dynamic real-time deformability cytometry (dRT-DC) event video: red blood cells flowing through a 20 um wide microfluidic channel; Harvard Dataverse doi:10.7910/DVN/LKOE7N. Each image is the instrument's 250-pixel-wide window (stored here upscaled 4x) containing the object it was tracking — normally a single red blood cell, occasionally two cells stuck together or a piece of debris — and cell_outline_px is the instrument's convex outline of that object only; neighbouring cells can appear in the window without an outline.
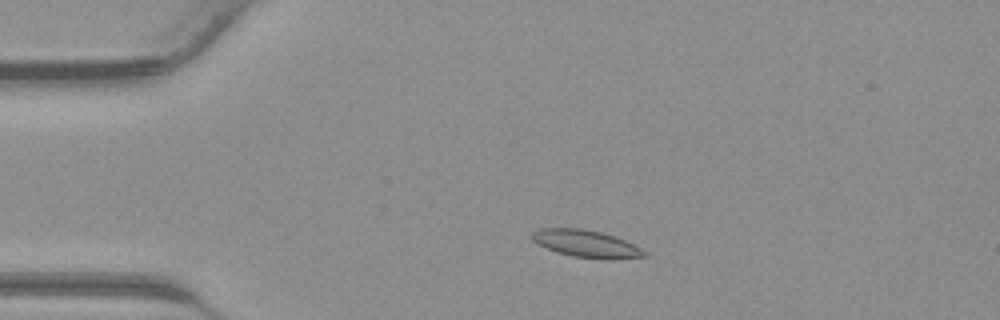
{"species": "common noctule bat (a hibernating species)", "species_latin": "Nyctalus noctula", "temperature_condition": "warm", "stored_images_in_passage": 7, "camera_frame_rate_fps": 3000, "um_per_image_px": 0.085, "animal": {"sex": "male", "body_mass_g": 23.1, "forearm_length_mm": 52.7}, "frame": {"image": 1, "passage_image": 6, "time_ms": 1.667, "image_size_px": [1000, 320], "cell_outline_px": [[648, 256], [612, 260], [604, 260], [572, 256], [556, 252], [532, 240], [532, 232], [540, 228], [584, 228], [616, 236], [648, 252]], "centroid_in_image_um": [49.87, 20.73], "position_along_channel_um": 35.1, "area_um2": 17.98}}